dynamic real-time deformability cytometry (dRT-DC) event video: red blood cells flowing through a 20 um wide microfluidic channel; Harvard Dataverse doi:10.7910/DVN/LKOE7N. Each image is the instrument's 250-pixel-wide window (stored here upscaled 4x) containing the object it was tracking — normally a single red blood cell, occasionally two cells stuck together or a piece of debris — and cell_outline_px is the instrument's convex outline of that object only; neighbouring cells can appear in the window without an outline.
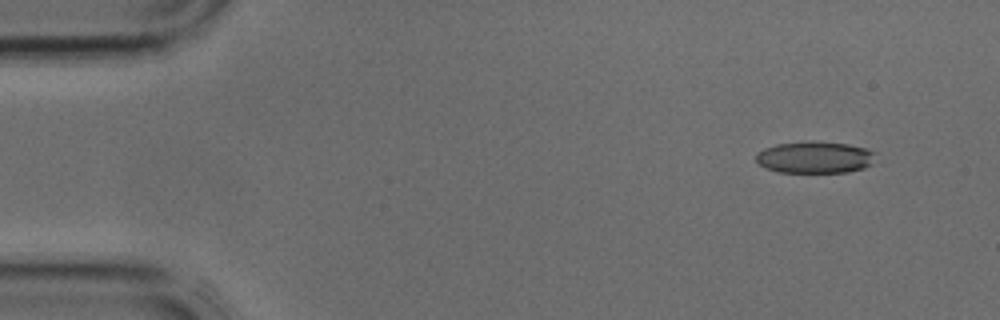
{"species": "common noctule bat (a hibernating species)", "species_latin": "Nyctalus noctula", "temperature_condition": "cold", "stored_images_in_passage": 2, "camera_frame_rate_fps": 3000, "um_per_image_px": 0.085, "animal": {"sex": "male", "body_mass_g": 17.9, "forearm_length_mm": 54.2}, "frame": {"image": 1, "passage_image": 2, "time_ms": 0.333, "image_size_px": [1000, 320], "cell_outline_px": [[876, 152], [872, 164], [864, 168], [844, 172], [776, 172], [764, 168], [756, 160], [756, 152], [764, 148], [776, 144], [848, 144], [864, 148]], "centroid_in_image_um": [69.24, 13.42], "position_along_channel_um": 15.8, "area_um2": 21.33}}